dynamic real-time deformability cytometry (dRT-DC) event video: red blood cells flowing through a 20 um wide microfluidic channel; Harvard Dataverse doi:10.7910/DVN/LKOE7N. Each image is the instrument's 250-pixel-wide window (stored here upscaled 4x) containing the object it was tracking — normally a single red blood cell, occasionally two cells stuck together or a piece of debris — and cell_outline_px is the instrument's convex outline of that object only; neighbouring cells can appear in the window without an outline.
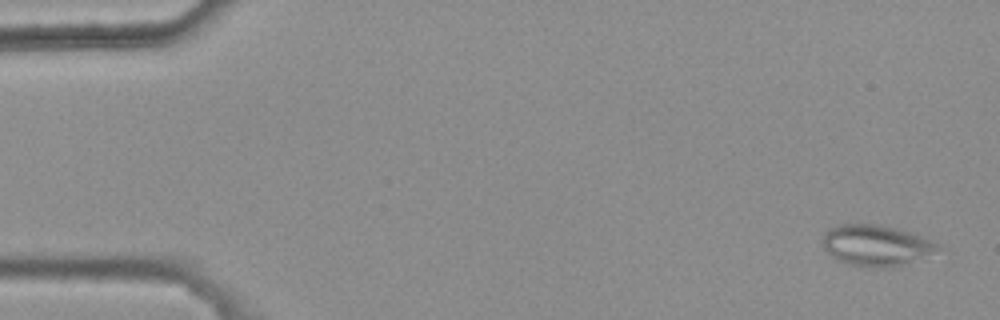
{"species": "common noctule bat (a hibernating species)", "species_latin": "Nyctalus noctula", "temperature_condition": "warm", "stored_images_in_passage": 4, "camera_frame_rate_fps": 3000, "um_per_image_px": 0.085, "animal": {"sex": "female", "body_mass_g": 25.1}, "frame": {"image": 1, "passage_image": 1, "time_ms": 0.0, "image_size_px": [1000, 320], "cell_outline_px": [[940, 248], [932, 252], [892, 268], [868, 268], [852, 264], [840, 260], [832, 256], [824, 248], [824, 232], [828, 228], [840, 224], [872, 224], [896, 228], [920, 236], [940, 244]], "centroid_in_image_um": [74.42, 20.85], "position_along_channel_um": 10.6, "area_um2": 26.88}}